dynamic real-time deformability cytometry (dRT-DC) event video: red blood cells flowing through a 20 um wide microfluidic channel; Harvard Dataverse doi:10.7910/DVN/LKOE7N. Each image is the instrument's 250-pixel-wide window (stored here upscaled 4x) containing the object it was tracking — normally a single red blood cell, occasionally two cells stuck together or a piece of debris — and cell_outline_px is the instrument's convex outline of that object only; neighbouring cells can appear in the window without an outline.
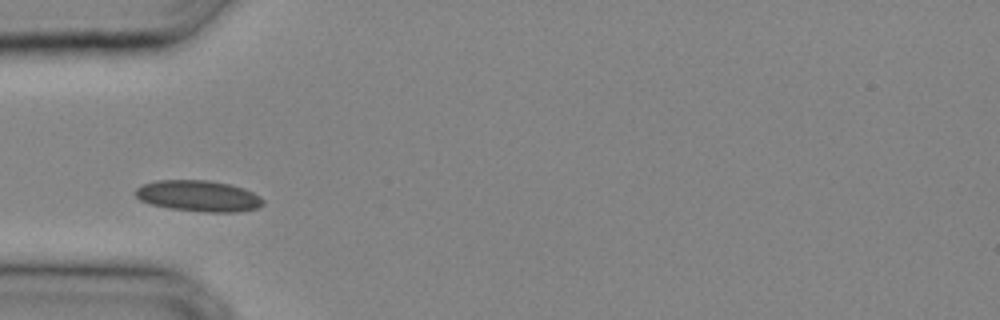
{"species": "common noctule bat (a hibernating species)", "species_latin": "Nyctalus noctula", "temperature_condition": "cold", "stored_images_in_passage": 22, "camera_frame_rate_fps": 3000, "um_per_image_px": 0.085, "animal": {"sex": "male", "body_mass_g": 20.4}, "frame": {"image": 1, "passage_image": 1, "time_ms": 0.0, "image_size_px": [1000, 320], "cell_outline_px": [[264, 204], [256, 208], [240, 212], [204, 212], [168, 208], [148, 204], [140, 200], [136, 196], [136, 188], [144, 184], [156, 180], [208, 180], [228, 184], [244, 188], [260, 196], [264, 200]], "centroid_in_image_um": [16.87, 16.66], "position_along_channel_um": 68.1, "area_um2": 23.24}}
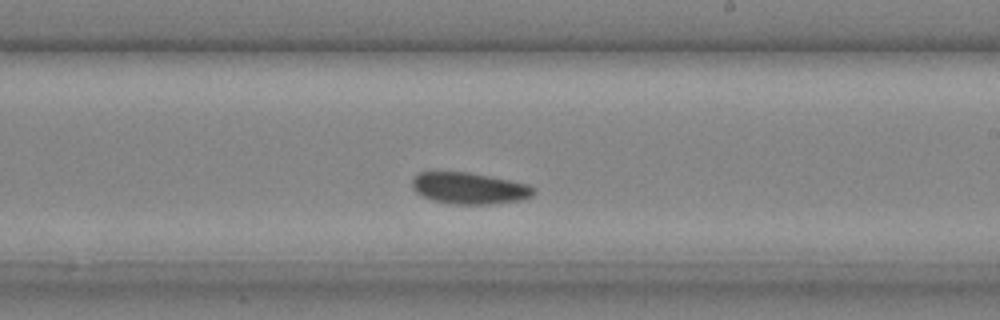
{"frame": {"image": 2, "passage_image": 10, "time_ms": 3.0, "image_size_px": [1000, 320], "cell_outline_px": [[536, 192], [532, 196], [520, 200], [492, 204], [452, 204], [432, 200], [416, 192], [412, 188], [412, 176], [420, 172], [436, 168], [468, 172], [528, 184], [536, 188]], "centroid_in_image_um": [39.81, 15.96], "position_along_channel_um": 249.2, "area_um2": 23.0}}
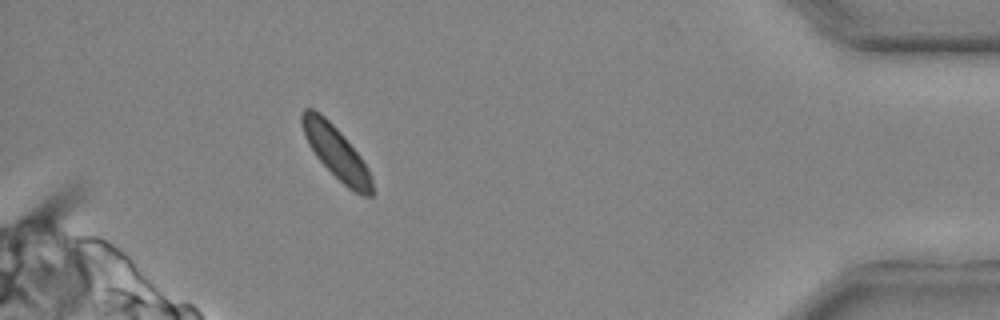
{"frame": {"image": 3, "passage_image": 20, "time_ms": 6.333, "image_size_px": [1000, 320], "cell_outline_px": [[372, 196], [364, 196], [348, 188], [316, 156], [308, 144], [304, 136], [300, 124], [300, 112], [304, 108], [312, 108], [320, 112], [340, 132], [360, 156], [368, 168], [372, 180]], "centroid_in_image_um": [28.53, 12.9], "position_along_channel_um": 406.7, "area_um2": 21.15}}